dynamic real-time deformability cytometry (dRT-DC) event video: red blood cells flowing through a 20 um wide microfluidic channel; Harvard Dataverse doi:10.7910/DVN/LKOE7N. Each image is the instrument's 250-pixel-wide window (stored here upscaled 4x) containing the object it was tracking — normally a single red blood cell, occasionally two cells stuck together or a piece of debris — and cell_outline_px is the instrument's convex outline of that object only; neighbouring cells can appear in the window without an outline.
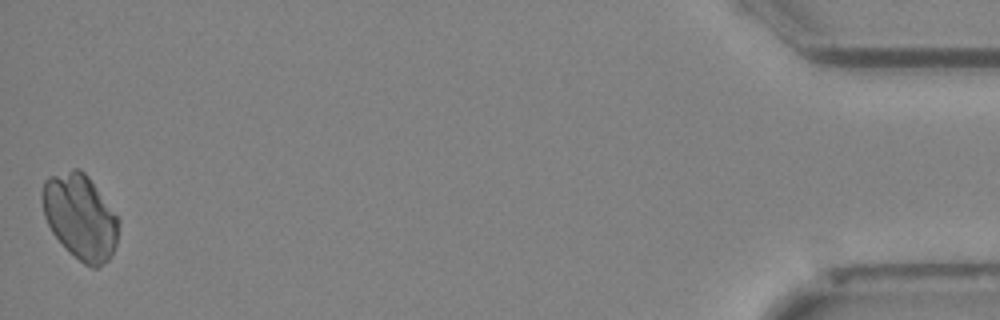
{"species": "Egyptian fruit bat (a non-hibernating species)", "species_latin": "Rousettus aegyptiacus", "temperature_condition": "cold", "stored_images_in_passage": 39, "camera_frame_rate_fps": 3000, "um_per_image_px": 0.085, "animal": {"sex": "female"}, "frame": {"image": 1, "passage_image": 39, "time_ms": 12.667, "image_size_px": [1000, 320], "cell_outline_px": [[120, 220], [116, 244], [108, 260], [96, 268], [92, 268], [84, 264], [52, 232], [44, 216], [40, 196], [40, 192], [44, 180], [48, 176], [72, 168], [80, 168], [88, 176]], "centroid_in_image_um": [6.8, 18.37], "position_along_channel_um": 428.4, "area_um2": 37.74}}